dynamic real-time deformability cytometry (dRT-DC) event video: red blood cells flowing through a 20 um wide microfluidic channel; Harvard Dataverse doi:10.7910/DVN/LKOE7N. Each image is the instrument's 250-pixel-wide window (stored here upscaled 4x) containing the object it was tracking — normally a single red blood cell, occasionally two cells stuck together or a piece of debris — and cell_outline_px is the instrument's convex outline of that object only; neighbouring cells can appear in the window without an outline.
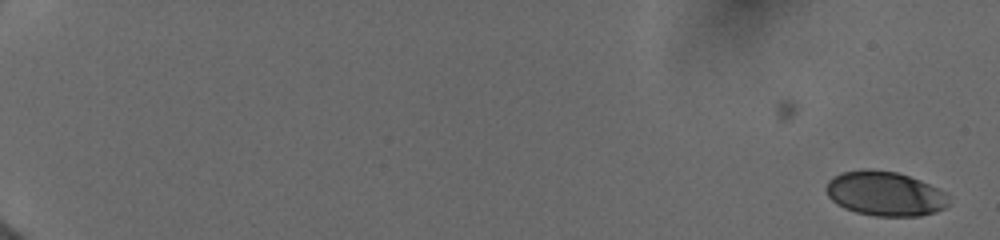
{"species": "human", "species_latin": "Homo sapiens", "temperature_condition": "cold", "stored_images_in_passage": 31, "camera_frame_rate_fps": 3000, "um_per_image_px": 0.085, "donor": {"sex": "female"}, "frame": {"image": 1, "passage_image": 1, "time_ms": 0.0, "image_size_px": [1000, 240], "cell_outline_px": [[948, 204], [944, 208], [936, 212], [920, 216], [876, 216], [856, 212], [844, 208], [836, 204], [828, 196], [824, 188], [828, 180], [832, 176], [840, 172], [864, 168], [896, 172], [920, 180], [944, 192], [948, 196]], "centroid_in_image_um": [75.17, 16.45], "position_along_channel_um": 9.8, "area_um2": 31.96}}
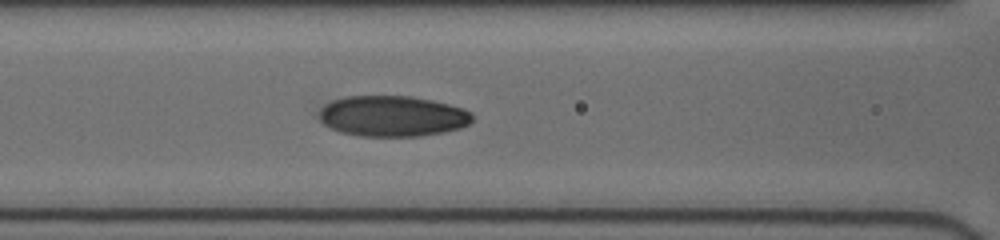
{"frame": {"image": 2, "passage_image": 18, "time_ms": 8.667, "image_size_px": [1000, 240], "cell_outline_px": [[472, 120], [468, 124], [460, 128], [444, 132], [420, 136], [360, 136], [340, 132], [324, 124], [316, 116], [316, 112], [324, 104], [332, 100], [348, 96], [412, 96], [432, 100], [464, 108], [472, 112]], "centroid_in_image_um": [33.32, 9.86], "position_along_channel_um": 133.3, "area_um2": 36.7}}
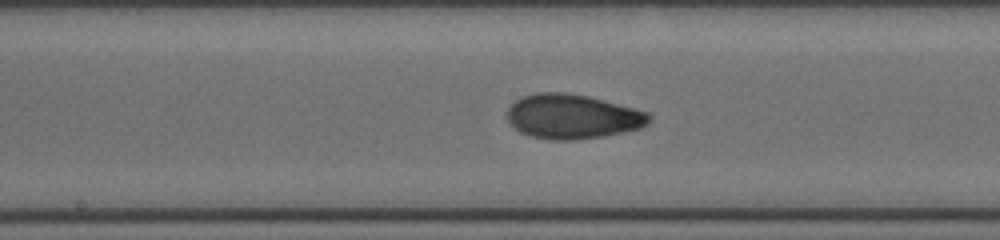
{"frame": {"image": 3, "passage_image": 22, "time_ms": 10.333, "image_size_px": [1000, 240], "cell_outline_px": [[652, 120], [648, 124], [640, 128], [604, 136], [576, 140], [552, 140], [532, 136], [520, 132], [508, 120], [508, 108], [516, 100], [524, 96], [536, 92], [564, 92], [588, 96], [648, 112], [652, 116]], "centroid_in_image_um": [48.68, 9.91], "position_along_channel_um": 199.5, "area_um2": 36.7}}